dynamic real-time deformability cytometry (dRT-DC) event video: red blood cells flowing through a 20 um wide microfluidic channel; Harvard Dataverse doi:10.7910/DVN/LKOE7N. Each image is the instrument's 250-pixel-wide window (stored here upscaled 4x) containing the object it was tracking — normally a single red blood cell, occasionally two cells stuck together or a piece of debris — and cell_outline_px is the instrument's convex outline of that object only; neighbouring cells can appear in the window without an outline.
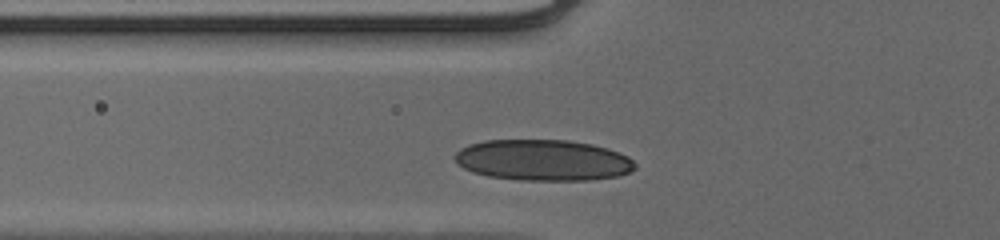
{"species": "human", "species_latin": "Homo sapiens", "temperature_condition": "cold", "stored_images_in_passage": 27, "camera_frame_rate_fps": 3000, "um_per_image_px": 0.085, "donor": {"sex": "male"}, "frame": {"image": 1, "passage_image": 2, "time_ms": 0.333, "image_size_px": [1000, 240], "cell_outline_px": [[632, 168], [624, 172], [608, 176], [500, 176], [480, 172], [468, 168], [460, 160], [460, 152], [476, 144], [496, 140], [552, 140], [580, 144], [600, 148], [624, 156], [632, 164]], "centroid_in_image_um": [46.12, 13.52], "position_along_channel_um": 79.7, "area_um2": 36.93}}
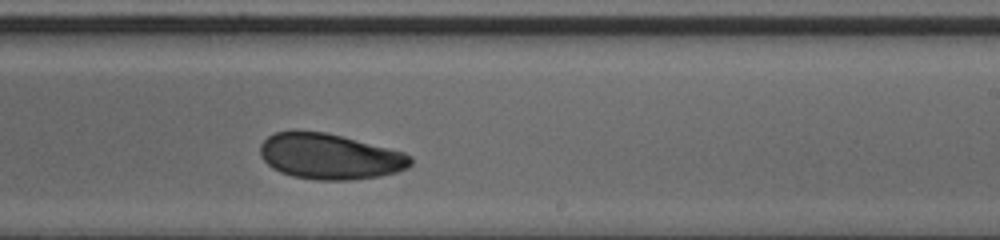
{"frame": {"image": 2, "passage_image": 16, "time_ms": 5.0, "image_size_px": [1000, 240], "cell_outline_px": [[408, 164], [400, 168], [368, 176], [300, 176], [276, 168], [264, 156], [264, 144], [272, 136], [280, 132], [316, 132], [336, 136], [392, 152], [404, 156], [408, 160]], "centroid_in_image_um": [27.89, 13.24], "position_along_channel_um": 261.1, "area_um2": 33.99}}
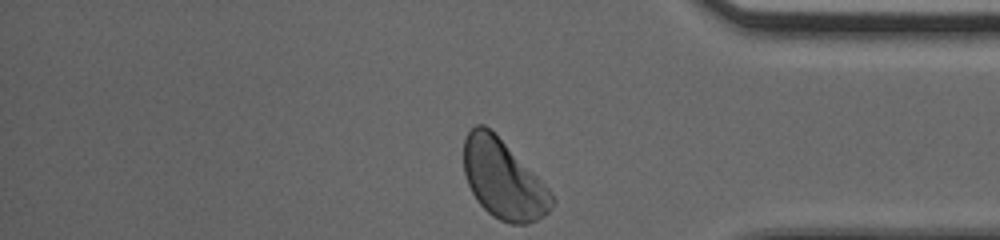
{"frame": {"image": 3, "passage_image": 27, "time_ms": 8.667, "image_size_px": [1000, 240], "cell_outline_px": [[524, 192], [516, 220], [504, 220], [496, 216], [476, 196], [468, 180], [464, 168], [464, 144], [468, 136], [476, 128], [488, 128], [500, 140], [508, 152]], "centroid_in_image_um": [41.87, 14.8], "position_along_channel_um": 393.3, "area_um2": 26.53}, "authors_computed_cell_mechanics": {"area_um2": 34.5066, "velocity_mm_per_s": 3.9071, "shape_relaxation_time_tau1_ms": 5.0176, "shape_relaxation_time_tau2_ms": 5.1626, "deformation_change_tau1": 0.1401, "deformation_change_tau2": 0.0776}}